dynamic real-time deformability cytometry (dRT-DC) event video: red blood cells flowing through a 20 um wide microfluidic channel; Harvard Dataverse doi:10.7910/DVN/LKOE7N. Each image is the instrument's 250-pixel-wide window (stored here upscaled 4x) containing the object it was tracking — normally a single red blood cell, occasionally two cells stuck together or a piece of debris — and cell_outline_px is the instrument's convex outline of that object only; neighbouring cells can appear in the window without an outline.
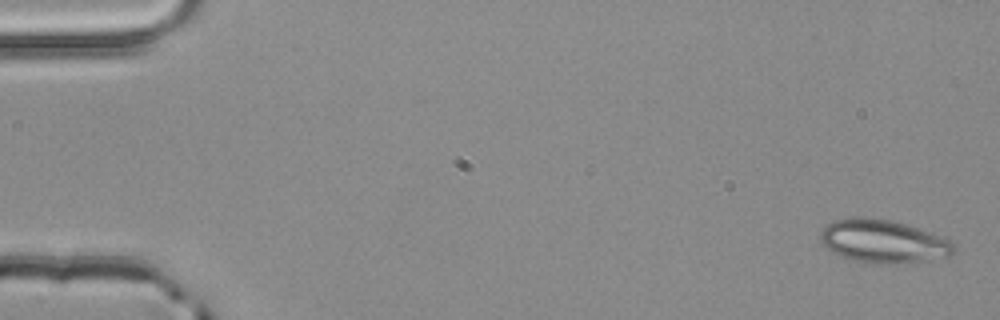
{"species": "common noctule bat (a hibernating species)", "species_latin": "Nyctalus noctula", "temperature_condition": "room temperature", "stored_images_in_passage": 54, "camera_frame_rate_fps": 3000, "um_per_image_px": 0.085, "animal": {"sex": "male", "body_mass_g": 20.4}, "frame": {"image": 1, "passage_image": 1, "time_ms": 0.0, "image_size_px": [1000, 320], "cell_outline_px": [[952, 252], [948, 256], [900, 264], [892, 264], [852, 260], [840, 256], [832, 252], [820, 240], [820, 232], [832, 220], [852, 216], [864, 216], [888, 220], [904, 224], [928, 232], [948, 240], [952, 244]], "centroid_in_image_um": [74.98, 20.5], "position_along_channel_um": 10.0, "area_um2": 32.95}}
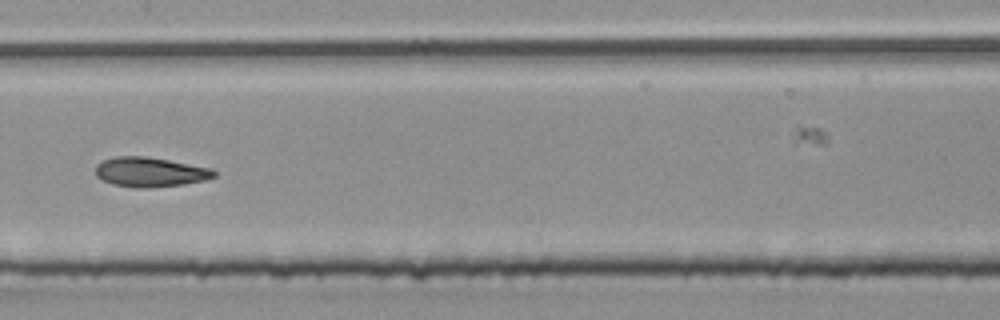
{"frame": {"image": 2, "passage_image": 27, "time_ms": 8.667, "image_size_px": [1000, 320], "cell_outline_px": [[216, 176], [204, 180], [184, 184], [144, 188], [136, 188], [112, 184], [96, 176], [96, 164], [104, 160], [116, 156], [144, 156], [168, 160], [212, 168], [216, 172]], "centroid_in_image_um": [12.76, 14.62], "position_along_channel_um": 194.6, "area_um2": 20.35}}
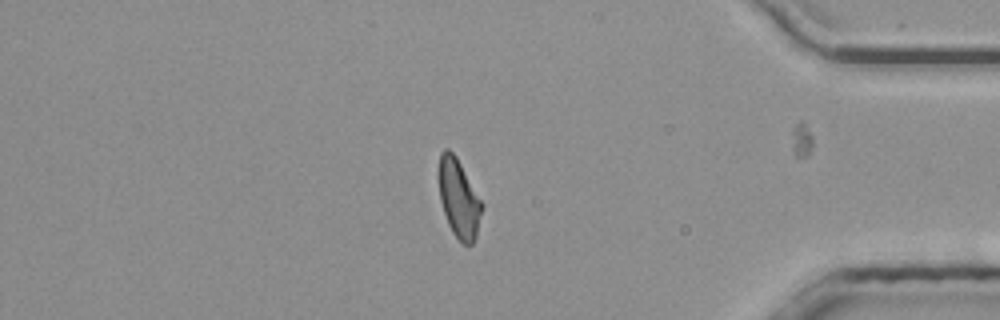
{"frame": {"image": 3, "passage_image": 45, "time_ms": 14.667, "image_size_px": [1000, 320], "cell_outline_px": [[480, 212], [476, 236], [472, 244], [464, 244], [452, 232], [448, 224], [440, 200], [436, 172], [440, 152], [444, 148], [448, 148], [456, 156], [480, 200]], "centroid_in_image_um": [38.91, 16.79], "position_along_channel_um": 396.3, "area_um2": 19.42}, "authors_computed_cell_mechanics": {"area_um2": 20.4612, "velocity_mm_per_s": 3.9092, "shape_relaxation_time_tau1_ms": 5.4992, "shape_relaxation_time_tau2_ms": 2.4674, "deformation_change_tau1": 0.143, "deformation_change_tau2": 0.0843}}